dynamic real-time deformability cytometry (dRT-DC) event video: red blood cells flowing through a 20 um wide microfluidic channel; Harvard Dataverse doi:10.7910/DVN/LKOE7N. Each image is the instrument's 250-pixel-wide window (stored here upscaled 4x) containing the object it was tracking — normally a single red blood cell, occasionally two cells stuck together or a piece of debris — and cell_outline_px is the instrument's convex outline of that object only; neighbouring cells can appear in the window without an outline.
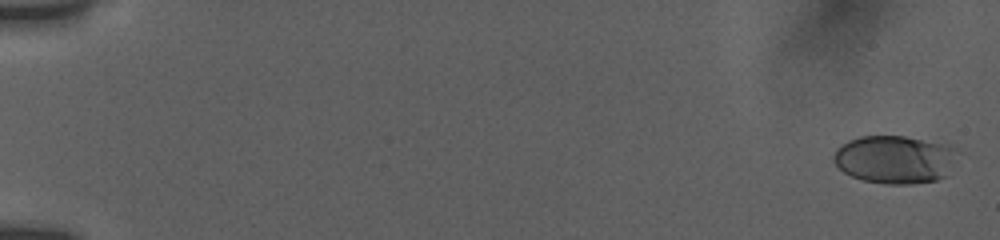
{"species": "human", "species_latin": "Homo sapiens", "temperature_condition": "room temperature", "stored_images_in_passage": 11, "camera_frame_rate_fps": 3000, "um_per_image_px": 0.085, "donor": {"sex": "female"}, "frame": {"image": 1, "passage_image": 1, "time_ms": 0.0, "image_size_px": [1000, 240], "cell_outline_px": [[952, 148], [948, 176], [936, 180], [912, 184], [884, 184], [864, 180], [852, 176], [844, 172], [832, 160], [836, 148], [848, 140], [860, 136], [904, 136], [948, 144]], "centroid_in_image_um": [75.97, 13.55], "position_along_channel_um": 9.0, "area_um2": 34.22}}
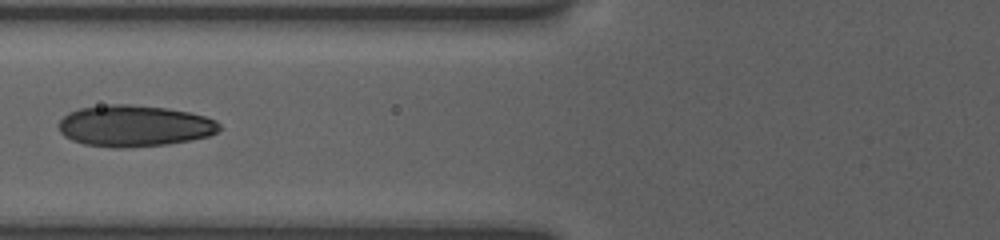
{"frame": {"image": 2, "passage_image": 9, "time_ms": 7.667, "image_size_px": [1000, 240], "cell_outline_px": [[220, 128], [216, 132], [208, 136], [168, 144], [124, 148], [112, 148], [84, 144], [72, 140], [64, 136], [60, 132], [60, 120], [64, 116], [80, 108], [108, 104], [128, 104], [168, 108], [188, 112], [204, 116], [216, 120], [220, 124]], "centroid_in_image_um": [11.42, 10.7], "position_along_channel_um": 114.4, "area_um2": 38.61}}
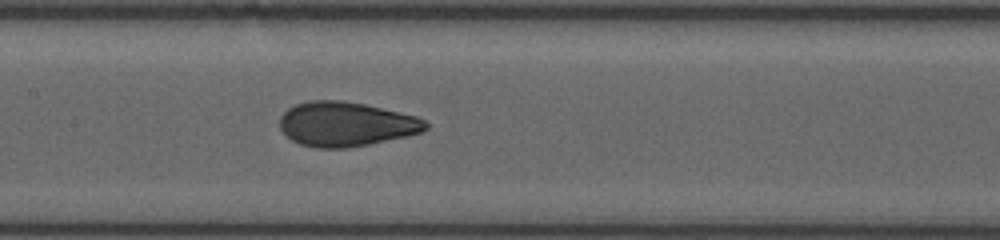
{"frame": {"image": 3, "passage_image": 11, "time_ms": 9.333, "image_size_px": [1000, 240], "cell_outline_px": [[428, 128], [420, 132], [408, 136], [368, 144], [344, 148], [316, 148], [300, 144], [292, 140], [280, 128], [280, 116], [288, 108], [296, 104], [312, 100], [340, 100], [364, 104], [416, 116], [424, 120], [428, 124]], "centroid_in_image_um": [29.4, 10.55], "position_along_channel_um": 178.0, "area_um2": 37.57}}